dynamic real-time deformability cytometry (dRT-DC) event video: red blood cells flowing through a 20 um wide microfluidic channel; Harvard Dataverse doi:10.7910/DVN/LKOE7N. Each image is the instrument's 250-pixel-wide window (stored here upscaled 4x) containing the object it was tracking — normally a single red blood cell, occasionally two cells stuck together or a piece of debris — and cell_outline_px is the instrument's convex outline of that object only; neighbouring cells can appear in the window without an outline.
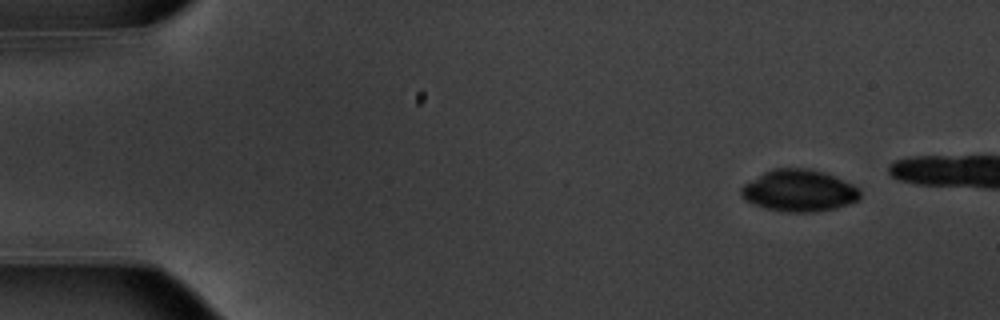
{"species": "common noctule bat (a hibernating species)", "species_latin": "Nyctalus noctula", "temperature_condition": "warm", "stored_images_in_passage": 12, "camera_frame_rate_fps": 3000, "um_per_image_px": 0.085, "animal": {"sex": "male", "body_mass_g": 20.1, "forearm_length_mm": 53.5}, "frame": {"image": 1, "passage_image": 3, "time_ms": 0.667, "image_size_px": [1000, 320], "cell_outline_px": [[860, 200], [836, 208], [808, 212], [788, 212], [768, 208], [756, 204], [748, 200], [740, 192], [740, 188], [744, 184], [764, 172], [772, 168], [812, 168], [824, 172], [852, 184], [860, 188]], "centroid_in_image_um": [67.96, 16.19], "position_along_channel_um": 17.0, "area_um2": 28.73}}